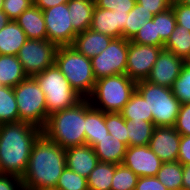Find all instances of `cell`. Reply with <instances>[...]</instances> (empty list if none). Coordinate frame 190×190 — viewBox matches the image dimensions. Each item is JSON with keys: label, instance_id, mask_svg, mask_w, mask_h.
Wrapping results in <instances>:
<instances>
[{"label": "cell", "instance_id": "obj_1", "mask_svg": "<svg viewBox=\"0 0 190 190\" xmlns=\"http://www.w3.org/2000/svg\"><path fill=\"white\" fill-rule=\"evenodd\" d=\"M65 168V149L41 133L31 148L28 166L21 178L24 190L56 188Z\"/></svg>", "mask_w": 190, "mask_h": 190}, {"label": "cell", "instance_id": "obj_2", "mask_svg": "<svg viewBox=\"0 0 190 190\" xmlns=\"http://www.w3.org/2000/svg\"><path fill=\"white\" fill-rule=\"evenodd\" d=\"M41 133L40 128L26 122L0 124V167L4 174L22 178L31 148Z\"/></svg>", "mask_w": 190, "mask_h": 190}, {"label": "cell", "instance_id": "obj_3", "mask_svg": "<svg viewBox=\"0 0 190 190\" xmlns=\"http://www.w3.org/2000/svg\"><path fill=\"white\" fill-rule=\"evenodd\" d=\"M86 99L75 106L48 116L42 133L51 141L66 149L86 145Z\"/></svg>", "mask_w": 190, "mask_h": 190}, {"label": "cell", "instance_id": "obj_4", "mask_svg": "<svg viewBox=\"0 0 190 190\" xmlns=\"http://www.w3.org/2000/svg\"><path fill=\"white\" fill-rule=\"evenodd\" d=\"M136 90V82L126 74H116L96 80L90 104L104 113H120Z\"/></svg>", "mask_w": 190, "mask_h": 190}, {"label": "cell", "instance_id": "obj_5", "mask_svg": "<svg viewBox=\"0 0 190 190\" xmlns=\"http://www.w3.org/2000/svg\"><path fill=\"white\" fill-rule=\"evenodd\" d=\"M55 64L69 81L71 88L87 99L95 86L91 60L72 46H58Z\"/></svg>", "mask_w": 190, "mask_h": 190}, {"label": "cell", "instance_id": "obj_6", "mask_svg": "<svg viewBox=\"0 0 190 190\" xmlns=\"http://www.w3.org/2000/svg\"><path fill=\"white\" fill-rule=\"evenodd\" d=\"M34 78L45 94L47 119L52 113L73 107L83 99L71 88L69 81L56 64L35 75Z\"/></svg>", "mask_w": 190, "mask_h": 190}, {"label": "cell", "instance_id": "obj_7", "mask_svg": "<svg viewBox=\"0 0 190 190\" xmlns=\"http://www.w3.org/2000/svg\"><path fill=\"white\" fill-rule=\"evenodd\" d=\"M136 90L146 100L149 114L153 115V124L156 127L175 125L181 103L174 96L171 88L142 80L136 82Z\"/></svg>", "mask_w": 190, "mask_h": 190}, {"label": "cell", "instance_id": "obj_8", "mask_svg": "<svg viewBox=\"0 0 190 190\" xmlns=\"http://www.w3.org/2000/svg\"><path fill=\"white\" fill-rule=\"evenodd\" d=\"M19 121L37 126L41 130L47 122L45 94L34 77H27L13 88Z\"/></svg>", "mask_w": 190, "mask_h": 190}, {"label": "cell", "instance_id": "obj_9", "mask_svg": "<svg viewBox=\"0 0 190 190\" xmlns=\"http://www.w3.org/2000/svg\"><path fill=\"white\" fill-rule=\"evenodd\" d=\"M58 46L47 40L27 39L17 57L28 77L43 72L55 64Z\"/></svg>", "mask_w": 190, "mask_h": 190}, {"label": "cell", "instance_id": "obj_10", "mask_svg": "<svg viewBox=\"0 0 190 190\" xmlns=\"http://www.w3.org/2000/svg\"><path fill=\"white\" fill-rule=\"evenodd\" d=\"M129 40L113 39L107 48L99 55L91 58L92 71L95 79L116 74H125Z\"/></svg>", "mask_w": 190, "mask_h": 190}, {"label": "cell", "instance_id": "obj_11", "mask_svg": "<svg viewBox=\"0 0 190 190\" xmlns=\"http://www.w3.org/2000/svg\"><path fill=\"white\" fill-rule=\"evenodd\" d=\"M47 30V39L57 46H71L78 34L71 23L68 4L63 3L42 10Z\"/></svg>", "mask_w": 190, "mask_h": 190}, {"label": "cell", "instance_id": "obj_12", "mask_svg": "<svg viewBox=\"0 0 190 190\" xmlns=\"http://www.w3.org/2000/svg\"><path fill=\"white\" fill-rule=\"evenodd\" d=\"M162 49L129 41L125 74L135 82L146 80Z\"/></svg>", "mask_w": 190, "mask_h": 190}, {"label": "cell", "instance_id": "obj_13", "mask_svg": "<svg viewBox=\"0 0 190 190\" xmlns=\"http://www.w3.org/2000/svg\"><path fill=\"white\" fill-rule=\"evenodd\" d=\"M163 162L149 148V145L127 147L122 164L138 177H154Z\"/></svg>", "mask_w": 190, "mask_h": 190}, {"label": "cell", "instance_id": "obj_14", "mask_svg": "<svg viewBox=\"0 0 190 190\" xmlns=\"http://www.w3.org/2000/svg\"><path fill=\"white\" fill-rule=\"evenodd\" d=\"M184 60L173 52L162 49L155 61L146 81L168 88H172L175 80L181 73Z\"/></svg>", "mask_w": 190, "mask_h": 190}, {"label": "cell", "instance_id": "obj_15", "mask_svg": "<svg viewBox=\"0 0 190 190\" xmlns=\"http://www.w3.org/2000/svg\"><path fill=\"white\" fill-rule=\"evenodd\" d=\"M180 133L174 127H155L149 148L162 162L178 161Z\"/></svg>", "mask_w": 190, "mask_h": 190}, {"label": "cell", "instance_id": "obj_16", "mask_svg": "<svg viewBox=\"0 0 190 190\" xmlns=\"http://www.w3.org/2000/svg\"><path fill=\"white\" fill-rule=\"evenodd\" d=\"M129 12H115L96 7L93 11L90 29L114 39H125V22Z\"/></svg>", "mask_w": 190, "mask_h": 190}, {"label": "cell", "instance_id": "obj_17", "mask_svg": "<svg viewBox=\"0 0 190 190\" xmlns=\"http://www.w3.org/2000/svg\"><path fill=\"white\" fill-rule=\"evenodd\" d=\"M66 167L81 176L88 178L99 160L90 145L72 146L65 149Z\"/></svg>", "mask_w": 190, "mask_h": 190}, {"label": "cell", "instance_id": "obj_18", "mask_svg": "<svg viewBox=\"0 0 190 190\" xmlns=\"http://www.w3.org/2000/svg\"><path fill=\"white\" fill-rule=\"evenodd\" d=\"M113 39L89 28L78 33L71 46L77 52L91 59L103 52Z\"/></svg>", "mask_w": 190, "mask_h": 190}, {"label": "cell", "instance_id": "obj_19", "mask_svg": "<svg viewBox=\"0 0 190 190\" xmlns=\"http://www.w3.org/2000/svg\"><path fill=\"white\" fill-rule=\"evenodd\" d=\"M15 21L25 32L27 39L47 40L46 25L40 8L32 5Z\"/></svg>", "mask_w": 190, "mask_h": 190}, {"label": "cell", "instance_id": "obj_20", "mask_svg": "<svg viewBox=\"0 0 190 190\" xmlns=\"http://www.w3.org/2000/svg\"><path fill=\"white\" fill-rule=\"evenodd\" d=\"M108 129L105 124V113L94 108L88 99H86V145L94 148L97 140H103L108 137Z\"/></svg>", "mask_w": 190, "mask_h": 190}, {"label": "cell", "instance_id": "obj_21", "mask_svg": "<svg viewBox=\"0 0 190 190\" xmlns=\"http://www.w3.org/2000/svg\"><path fill=\"white\" fill-rule=\"evenodd\" d=\"M27 41V37L16 21L10 20L0 30V55L17 56L20 48Z\"/></svg>", "mask_w": 190, "mask_h": 190}, {"label": "cell", "instance_id": "obj_22", "mask_svg": "<svg viewBox=\"0 0 190 190\" xmlns=\"http://www.w3.org/2000/svg\"><path fill=\"white\" fill-rule=\"evenodd\" d=\"M73 29L83 32L91 27L93 11L95 8L94 0H69L67 2Z\"/></svg>", "mask_w": 190, "mask_h": 190}, {"label": "cell", "instance_id": "obj_23", "mask_svg": "<svg viewBox=\"0 0 190 190\" xmlns=\"http://www.w3.org/2000/svg\"><path fill=\"white\" fill-rule=\"evenodd\" d=\"M127 147L125 143L112 138V135L108 133V137L97 140V145L93 149L99 161L122 164Z\"/></svg>", "mask_w": 190, "mask_h": 190}, {"label": "cell", "instance_id": "obj_24", "mask_svg": "<svg viewBox=\"0 0 190 190\" xmlns=\"http://www.w3.org/2000/svg\"><path fill=\"white\" fill-rule=\"evenodd\" d=\"M28 76L15 55H0V85L15 87Z\"/></svg>", "mask_w": 190, "mask_h": 190}, {"label": "cell", "instance_id": "obj_25", "mask_svg": "<svg viewBox=\"0 0 190 190\" xmlns=\"http://www.w3.org/2000/svg\"><path fill=\"white\" fill-rule=\"evenodd\" d=\"M115 164L99 161L87 178L88 190H111Z\"/></svg>", "mask_w": 190, "mask_h": 190}, {"label": "cell", "instance_id": "obj_26", "mask_svg": "<svg viewBox=\"0 0 190 190\" xmlns=\"http://www.w3.org/2000/svg\"><path fill=\"white\" fill-rule=\"evenodd\" d=\"M120 113L128 121H153V115L149 114L146 100L137 90L132 93L129 101L124 105Z\"/></svg>", "mask_w": 190, "mask_h": 190}, {"label": "cell", "instance_id": "obj_27", "mask_svg": "<svg viewBox=\"0 0 190 190\" xmlns=\"http://www.w3.org/2000/svg\"><path fill=\"white\" fill-rule=\"evenodd\" d=\"M128 147L148 145L153 135L155 125L153 121H128L126 120Z\"/></svg>", "mask_w": 190, "mask_h": 190}, {"label": "cell", "instance_id": "obj_28", "mask_svg": "<svg viewBox=\"0 0 190 190\" xmlns=\"http://www.w3.org/2000/svg\"><path fill=\"white\" fill-rule=\"evenodd\" d=\"M156 177L168 190H182L183 165L179 161L163 162Z\"/></svg>", "mask_w": 190, "mask_h": 190}, {"label": "cell", "instance_id": "obj_29", "mask_svg": "<svg viewBox=\"0 0 190 190\" xmlns=\"http://www.w3.org/2000/svg\"><path fill=\"white\" fill-rule=\"evenodd\" d=\"M19 122L13 87L0 86V124Z\"/></svg>", "mask_w": 190, "mask_h": 190}, {"label": "cell", "instance_id": "obj_30", "mask_svg": "<svg viewBox=\"0 0 190 190\" xmlns=\"http://www.w3.org/2000/svg\"><path fill=\"white\" fill-rule=\"evenodd\" d=\"M164 49L173 52L177 57L184 60L190 54V31L186 27L176 25L164 43Z\"/></svg>", "mask_w": 190, "mask_h": 190}, {"label": "cell", "instance_id": "obj_31", "mask_svg": "<svg viewBox=\"0 0 190 190\" xmlns=\"http://www.w3.org/2000/svg\"><path fill=\"white\" fill-rule=\"evenodd\" d=\"M154 14L146 11L143 6L135 3L133 9L129 12L125 22V39L131 41L139 29H141L148 20H152Z\"/></svg>", "mask_w": 190, "mask_h": 190}, {"label": "cell", "instance_id": "obj_32", "mask_svg": "<svg viewBox=\"0 0 190 190\" xmlns=\"http://www.w3.org/2000/svg\"><path fill=\"white\" fill-rule=\"evenodd\" d=\"M138 176L123 164H115L111 190H135Z\"/></svg>", "mask_w": 190, "mask_h": 190}, {"label": "cell", "instance_id": "obj_33", "mask_svg": "<svg viewBox=\"0 0 190 190\" xmlns=\"http://www.w3.org/2000/svg\"><path fill=\"white\" fill-rule=\"evenodd\" d=\"M105 124L112 138L118 139L128 146L126 120L121 113H105Z\"/></svg>", "mask_w": 190, "mask_h": 190}, {"label": "cell", "instance_id": "obj_34", "mask_svg": "<svg viewBox=\"0 0 190 190\" xmlns=\"http://www.w3.org/2000/svg\"><path fill=\"white\" fill-rule=\"evenodd\" d=\"M152 20L156 23L157 35L165 43L177 25L172 8L154 15Z\"/></svg>", "mask_w": 190, "mask_h": 190}, {"label": "cell", "instance_id": "obj_35", "mask_svg": "<svg viewBox=\"0 0 190 190\" xmlns=\"http://www.w3.org/2000/svg\"><path fill=\"white\" fill-rule=\"evenodd\" d=\"M57 190H88L87 178L65 168L56 185Z\"/></svg>", "mask_w": 190, "mask_h": 190}, {"label": "cell", "instance_id": "obj_36", "mask_svg": "<svg viewBox=\"0 0 190 190\" xmlns=\"http://www.w3.org/2000/svg\"><path fill=\"white\" fill-rule=\"evenodd\" d=\"M131 42L164 48V42L160 39V35H157L156 23L153 20H148L146 24L139 29Z\"/></svg>", "mask_w": 190, "mask_h": 190}, {"label": "cell", "instance_id": "obj_37", "mask_svg": "<svg viewBox=\"0 0 190 190\" xmlns=\"http://www.w3.org/2000/svg\"><path fill=\"white\" fill-rule=\"evenodd\" d=\"M171 89L174 96L181 104L190 103V67L185 64L183 65L181 73L175 80Z\"/></svg>", "mask_w": 190, "mask_h": 190}, {"label": "cell", "instance_id": "obj_38", "mask_svg": "<svg viewBox=\"0 0 190 190\" xmlns=\"http://www.w3.org/2000/svg\"><path fill=\"white\" fill-rule=\"evenodd\" d=\"M33 5V0H4L2 11L15 21L26 9Z\"/></svg>", "mask_w": 190, "mask_h": 190}, {"label": "cell", "instance_id": "obj_39", "mask_svg": "<svg viewBox=\"0 0 190 190\" xmlns=\"http://www.w3.org/2000/svg\"><path fill=\"white\" fill-rule=\"evenodd\" d=\"M95 6L115 12H130L135 6L136 0H94Z\"/></svg>", "mask_w": 190, "mask_h": 190}, {"label": "cell", "instance_id": "obj_40", "mask_svg": "<svg viewBox=\"0 0 190 190\" xmlns=\"http://www.w3.org/2000/svg\"><path fill=\"white\" fill-rule=\"evenodd\" d=\"M173 127L180 133V135H190V103L181 104L178 117L176 118Z\"/></svg>", "mask_w": 190, "mask_h": 190}, {"label": "cell", "instance_id": "obj_41", "mask_svg": "<svg viewBox=\"0 0 190 190\" xmlns=\"http://www.w3.org/2000/svg\"><path fill=\"white\" fill-rule=\"evenodd\" d=\"M171 8L177 25L186 27L190 31V6L184 5L177 0H172Z\"/></svg>", "mask_w": 190, "mask_h": 190}, {"label": "cell", "instance_id": "obj_42", "mask_svg": "<svg viewBox=\"0 0 190 190\" xmlns=\"http://www.w3.org/2000/svg\"><path fill=\"white\" fill-rule=\"evenodd\" d=\"M136 3L143 6L146 11L156 15L170 8L172 0H136Z\"/></svg>", "mask_w": 190, "mask_h": 190}, {"label": "cell", "instance_id": "obj_43", "mask_svg": "<svg viewBox=\"0 0 190 190\" xmlns=\"http://www.w3.org/2000/svg\"><path fill=\"white\" fill-rule=\"evenodd\" d=\"M0 190H24L21 177L13 174L1 175Z\"/></svg>", "mask_w": 190, "mask_h": 190}, {"label": "cell", "instance_id": "obj_44", "mask_svg": "<svg viewBox=\"0 0 190 190\" xmlns=\"http://www.w3.org/2000/svg\"><path fill=\"white\" fill-rule=\"evenodd\" d=\"M135 190H168L159 179L154 177H138Z\"/></svg>", "mask_w": 190, "mask_h": 190}, {"label": "cell", "instance_id": "obj_45", "mask_svg": "<svg viewBox=\"0 0 190 190\" xmlns=\"http://www.w3.org/2000/svg\"><path fill=\"white\" fill-rule=\"evenodd\" d=\"M178 161L182 165L190 164V135L189 136L181 135Z\"/></svg>", "mask_w": 190, "mask_h": 190}, {"label": "cell", "instance_id": "obj_46", "mask_svg": "<svg viewBox=\"0 0 190 190\" xmlns=\"http://www.w3.org/2000/svg\"><path fill=\"white\" fill-rule=\"evenodd\" d=\"M69 0H33V5L41 10L52 8L56 5L67 3Z\"/></svg>", "mask_w": 190, "mask_h": 190}, {"label": "cell", "instance_id": "obj_47", "mask_svg": "<svg viewBox=\"0 0 190 190\" xmlns=\"http://www.w3.org/2000/svg\"><path fill=\"white\" fill-rule=\"evenodd\" d=\"M182 190H190V164L183 165Z\"/></svg>", "mask_w": 190, "mask_h": 190}, {"label": "cell", "instance_id": "obj_48", "mask_svg": "<svg viewBox=\"0 0 190 190\" xmlns=\"http://www.w3.org/2000/svg\"><path fill=\"white\" fill-rule=\"evenodd\" d=\"M10 22L9 17L0 9V30Z\"/></svg>", "mask_w": 190, "mask_h": 190}, {"label": "cell", "instance_id": "obj_49", "mask_svg": "<svg viewBox=\"0 0 190 190\" xmlns=\"http://www.w3.org/2000/svg\"><path fill=\"white\" fill-rule=\"evenodd\" d=\"M184 64L190 67V54L184 59Z\"/></svg>", "mask_w": 190, "mask_h": 190}, {"label": "cell", "instance_id": "obj_50", "mask_svg": "<svg viewBox=\"0 0 190 190\" xmlns=\"http://www.w3.org/2000/svg\"><path fill=\"white\" fill-rule=\"evenodd\" d=\"M179 2H181L184 5L190 6V0H177Z\"/></svg>", "mask_w": 190, "mask_h": 190}, {"label": "cell", "instance_id": "obj_51", "mask_svg": "<svg viewBox=\"0 0 190 190\" xmlns=\"http://www.w3.org/2000/svg\"><path fill=\"white\" fill-rule=\"evenodd\" d=\"M31 190H57L55 188H47V189H31Z\"/></svg>", "mask_w": 190, "mask_h": 190}, {"label": "cell", "instance_id": "obj_52", "mask_svg": "<svg viewBox=\"0 0 190 190\" xmlns=\"http://www.w3.org/2000/svg\"><path fill=\"white\" fill-rule=\"evenodd\" d=\"M3 2H4V0H0V9H2V7H3Z\"/></svg>", "mask_w": 190, "mask_h": 190}, {"label": "cell", "instance_id": "obj_53", "mask_svg": "<svg viewBox=\"0 0 190 190\" xmlns=\"http://www.w3.org/2000/svg\"><path fill=\"white\" fill-rule=\"evenodd\" d=\"M4 173H3V171H2V169H1V167H0V176L1 175H3Z\"/></svg>", "mask_w": 190, "mask_h": 190}]
</instances>
